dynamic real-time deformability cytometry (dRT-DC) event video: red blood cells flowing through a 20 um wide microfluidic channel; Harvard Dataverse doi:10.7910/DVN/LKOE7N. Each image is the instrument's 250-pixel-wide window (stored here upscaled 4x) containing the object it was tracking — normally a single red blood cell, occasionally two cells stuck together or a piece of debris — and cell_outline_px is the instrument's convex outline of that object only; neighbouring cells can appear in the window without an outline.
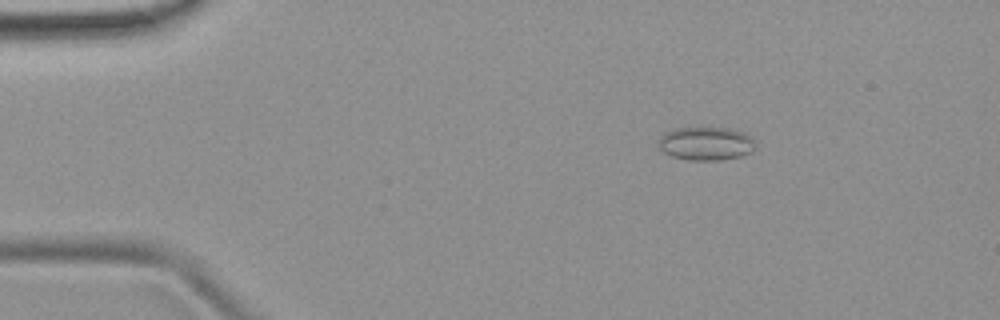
{"species": "common noctule bat (a hibernating species)", "species_latin": "Nyctalus noctula", "temperature_condition": "room temperature", "stored_images_in_passage": 51, "camera_frame_rate_fps": 3000, "um_per_image_px": 0.085, "animal": {"sex": "female", "body_mass_g": 19.9}, "frame": {"image": 1, "passage_image": 8, "time_ms": 2.333, "image_size_px": [1000, 320], "cell_outline_px": [[756, 148], [752, 152], [740, 156], [720, 160], [688, 160], [672, 156], [664, 152], [656, 144], [660, 136], [664, 132], [672, 128], [728, 128], [752, 136]], "centroid_in_image_um": [59.98, 12.2], "position_along_channel_um": 25.0, "area_um2": 19.02}}
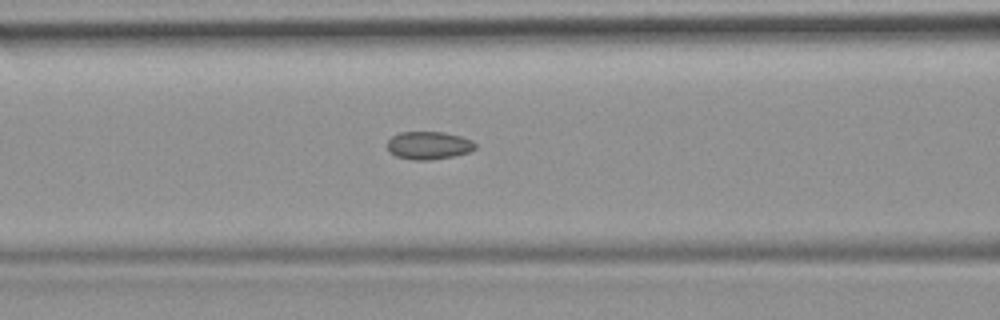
{"frame": {"image": 2, "passage_image": 21, "time_ms": 6.667, "image_size_px": [1000, 320], "cell_outline_px": [[476, 148], [468, 152], [452, 156], [428, 160], [412, 160], [396, 156], [388, 152], [388, 140], [392, 136], [400, 132], [440, 132], [460, 136], [472, 140], [476, 144]], "centroid_in_image_um": [36.41, 12.36], "position_along_channel_um": 130.2, "area_um2": 14.22}}
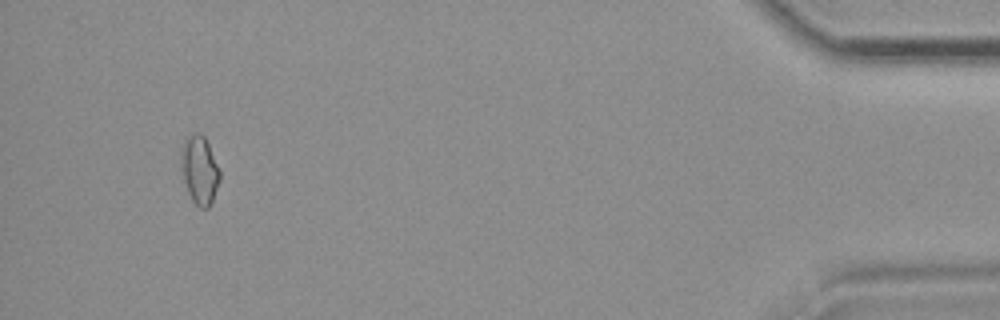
{"frame": {"image": 3, "passage_image": 48, "time_ms": 15.667, "image_size_px": [1000, 320], "cell_outline_px": [[220, 180], [212, 200], [208, 208], [200, 208], [192, 200], [188, 192], [184, 180], [180, 164], [180, 148], [184, 140], [188, 136], [196, 132], [200, 132], [204, 136], [208, 144], [220, 172]], "centroid_in_image_um": [16.94, 14.42], "position_along_channel_um": 418.3, "area_um2": 15.37}, "authors_computed_cell_mechanics": {"area_um2": 14.5078, "velocity_mm_per_s": 3.9837, "shape_relaxation_time_tau1_ms": null, "shape_relaxation_time_tau2_ms": 2.2182, "deformation_change_tau1": null, "deformation_change_tau2": 0.0664}}